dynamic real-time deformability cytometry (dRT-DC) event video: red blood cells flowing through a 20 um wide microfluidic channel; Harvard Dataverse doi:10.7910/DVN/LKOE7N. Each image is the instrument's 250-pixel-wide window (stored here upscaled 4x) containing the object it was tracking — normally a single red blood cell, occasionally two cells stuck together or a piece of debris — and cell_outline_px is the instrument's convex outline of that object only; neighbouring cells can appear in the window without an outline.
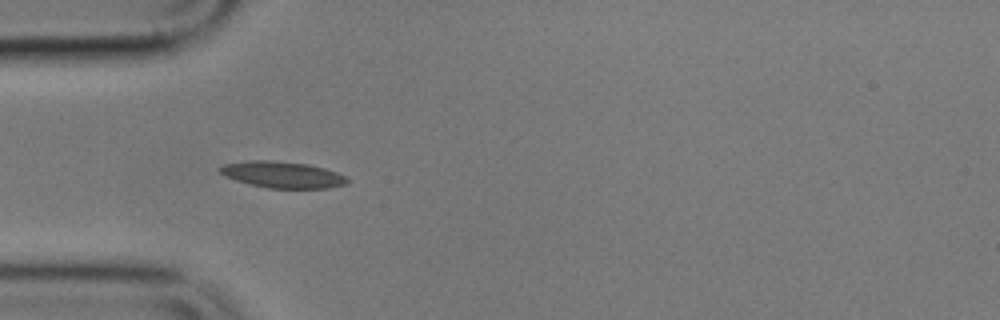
{"species": "common noctule bat (a hibernating species)", "species_latin": "Nyctalus noctula", "temperature_condition": "cold", "stored_images_in_passage": 7, "camera_frame_rate_fps": 3000, "um_per_image_px": 0.085, "animal": {"sex": "male", "body_mass_g": 17.9}, "frame": {"image": 1, "passage_image": 5, "time_ms": 4.667, "image_size_px": [1000, 320], "cell_outline_px": [[348, 184], [328, 188], [268, 188], [236, 180], [224, 176], [220, 172], [220, 168], [224, 164], [248, 160], [272, 160], [308, 164], [324, 168], [336, 172], [344, 176], [348, 180]], "centroid_in_image_um": [24.02, 14.84], "position_along_channel_um": 61.0, "area_um2": 19.48}}
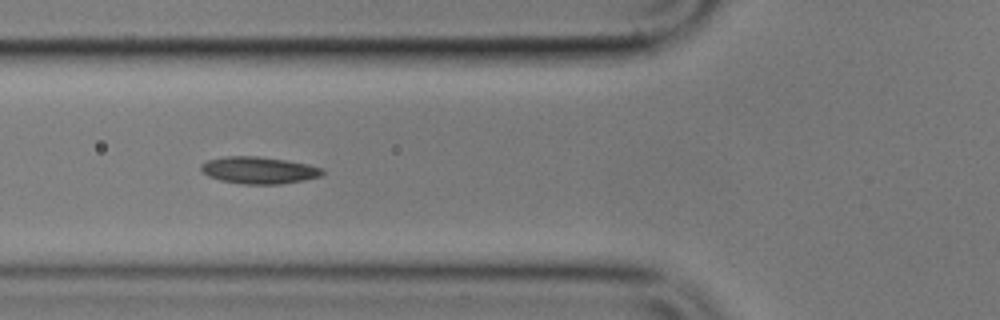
{"frame": {"image": 2, "passage_image": 6, "time_ms": 6.0, "image_size_px": [1000, 320], "cell_outline_px": [[324, 172], [320, 176], [304, 180], [280, 184], [244, 184], [220, 180], [208, 176], [200, 168], [200, 164], [208, 160], [224, 156], [256, 156], [288, 160], [308, 164], [324, 168]], "centroid_in_image_um": [22.01, 14.46], "position_along_channel_um": 103.8, "area_um2": 19.13}}
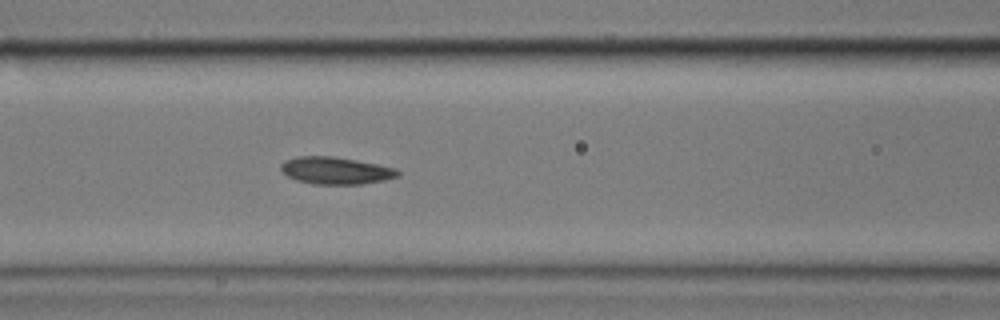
{"frame": {"image": 3, "passage_image": 7, "time_ms": 7.0, "image_size_px": [1000, 320], "cell_outline_px": [[400, 176], [384, 180], [360, 184], [316, 184], [296, 180], [288, 176], [280, 168], [280, 164], [284, 160], [296, 156], [332, 156], [356, 160], [396, 168], [400, 172]], "centroid_in_image_um": [28.53, 14.49], "position_along_channel_um": 138.1, "area_um2": 18.5}}